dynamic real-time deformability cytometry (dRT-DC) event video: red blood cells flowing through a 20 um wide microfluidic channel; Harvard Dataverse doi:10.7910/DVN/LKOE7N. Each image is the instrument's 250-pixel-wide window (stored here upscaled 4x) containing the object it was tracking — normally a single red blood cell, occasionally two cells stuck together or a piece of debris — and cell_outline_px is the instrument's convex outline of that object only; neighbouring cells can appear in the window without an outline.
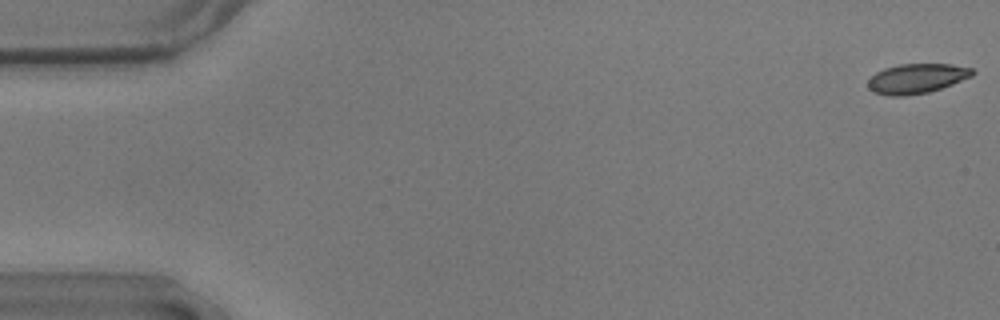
{"species": "common noctule bat (a hibernating species)", "species_latin": "Nyctalus noctula", "temperature_condition": "warm", "stored_images_in_passage": 56, "camera_frame_rate_fps": 3000, "um_per_image_px": 0.085, "animal": {"sex": "male", "body_mass_g": 17.9}, "frame": {"image": 1, "passage_image": 1, "time_ms": 0.0, "image_size_px": [1000, 320], "cell_outline_px": [[976, 72], [972, 76], [952, 84], [928, 92], [900, 96], [888, 96], [872, 92], [868, 88], [868, 80], [876, 72], [884, 68], [900, 64], [952, 64], [972, 68]], "centroid_in_image_um": [77.91, 6.67], "position_along_channel_um": 7.1, "area_um2": 18.09}}
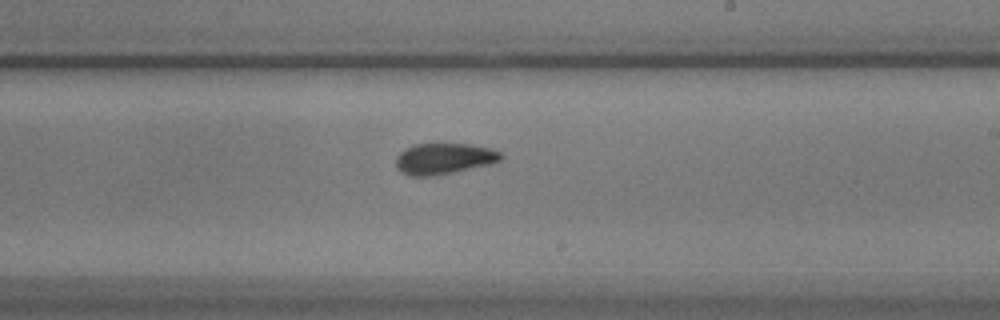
{"frame": {"image": 2, "passage_image": 33, "time_ms": 10.667, "image_size_px": [1000, 320], "cell_outline_px": [[504, 156], [500, 160], [488, 164], [452, 172], [428, 176], [408, 176], [400, 172], [396, 168], [396, 156], [400, 152], [412, 144], [472, 144], [492, 148], [500, 152]], "centroid_in_image_um": [37.7, 13.47], "position_along_channel_um": 251.3, "area_um2": 18.96}}
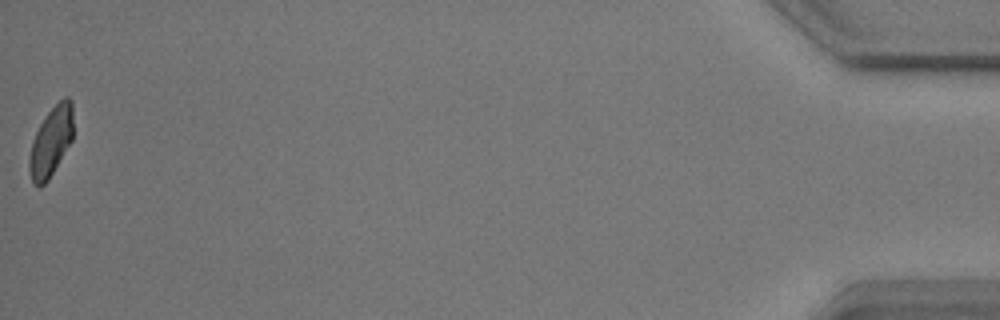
{"frame": {"image": 3, "passage_image": 56, "time_ms": 18.333, "image_size_px": [1000, 320], "cell_outline_px": [[72, 140], [48, 180], [40, 188], [32, 184], [28, 168], [28, 160], [32, 140], [40, 124], [48, 112], [64, 96], [68, 96], [72, 100]], "centroid_in_image_um": [4.31, 12.06], "position_along_channel_um": 430.9, "area_um2": 17.8}, "authors_computed_cell_mechanics": {"area_um2": 18.8717, "velocity_mm_per_s": 3.6089, "shape_relaxation_time_tau1_ms": 3.042, "shape_relaxation_time_tau2_ms": 1.3347, "deformation_change_tau1": 0.1224, "deformation_change_tau2": 0.0627}}